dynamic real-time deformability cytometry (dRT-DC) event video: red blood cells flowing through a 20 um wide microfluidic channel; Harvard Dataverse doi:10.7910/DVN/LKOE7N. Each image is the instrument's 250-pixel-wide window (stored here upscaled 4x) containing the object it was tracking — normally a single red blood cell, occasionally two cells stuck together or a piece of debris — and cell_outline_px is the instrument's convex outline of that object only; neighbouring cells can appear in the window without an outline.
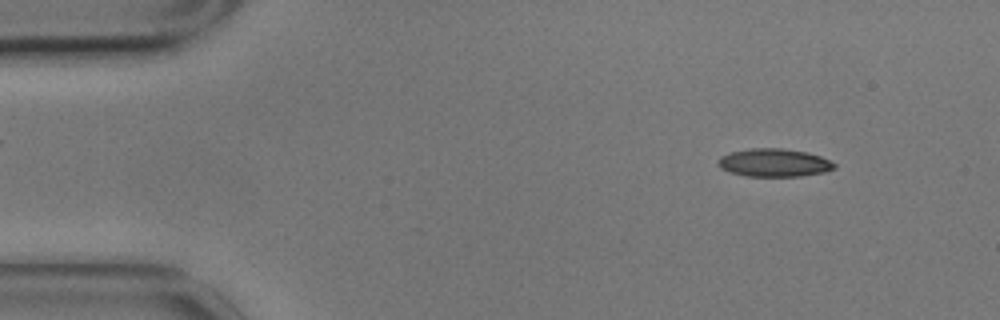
{"species": "common noctule bat (a hibernating species)", "species_latin": "Nyctalus noctula", "temperature_condition": "cold", "stored_images_in_passage": 17, "camera_frame_rate_fps": 3000, "um_per_image_px": 0.085, "animal": {"sex": "male", "body_mass_g": 17.9}, "frame": {"image": 1, "passage_image": 6, "time_ms": 1.667, "image_size_px": [1000, 320], "cell_outline_px": [[836, 168], [824, 172], [800, 176], [744, 176], [720, 168], [716, 160], [720, 156], [732, 152], [752, 148], [780, 148], [808, 152], [820, 156], [836, 164]], "centroid_in_image_um": [65.79, 13.83], "position_along_channel_um": 19.2, "area_um2": 18.96}}